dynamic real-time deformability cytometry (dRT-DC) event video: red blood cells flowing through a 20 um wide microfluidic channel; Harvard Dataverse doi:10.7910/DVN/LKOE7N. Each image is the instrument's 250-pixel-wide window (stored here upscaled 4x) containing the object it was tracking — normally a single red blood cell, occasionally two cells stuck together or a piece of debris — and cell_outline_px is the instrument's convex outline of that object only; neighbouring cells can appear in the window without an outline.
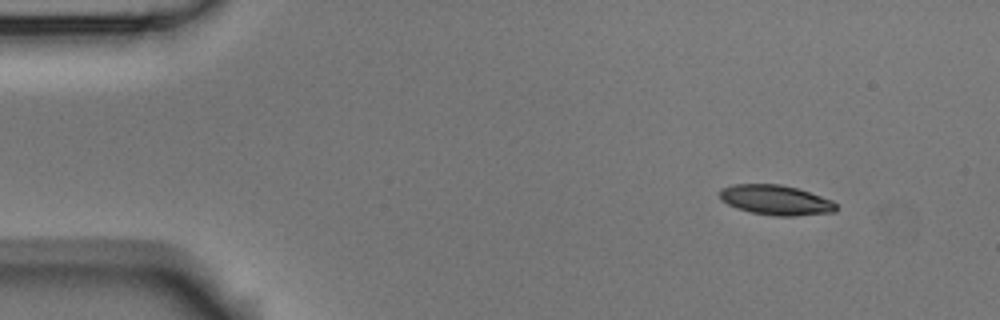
{"species": "Egyptian fruit bat (a non-hibernating species)", "species_latin": "Rousettus aegyptiacus", "temperature_condition": "room temperature", "stored_images_in_passage": 4, "camera_frame_rate_fps": 3000, "um_per_image_px": 0.085, "animal": {"sex": "male"}, "frame": {"image": 1, "passage_image": 1, "time_ms": 0.0, "image_size_px": [1000, 320], "cell_outline_px": [[836, 212], [792, 216], [776, 216], [752, 212], [736, 208], [720, 200], [720, 188], [732, 184], [780, 184], [796, 188], [832, 200], [836, 204]], "centroid_in_image_um": [65.91, 17.0], "position_along_channel_um": 19.1, "area_um2": 20.23}}
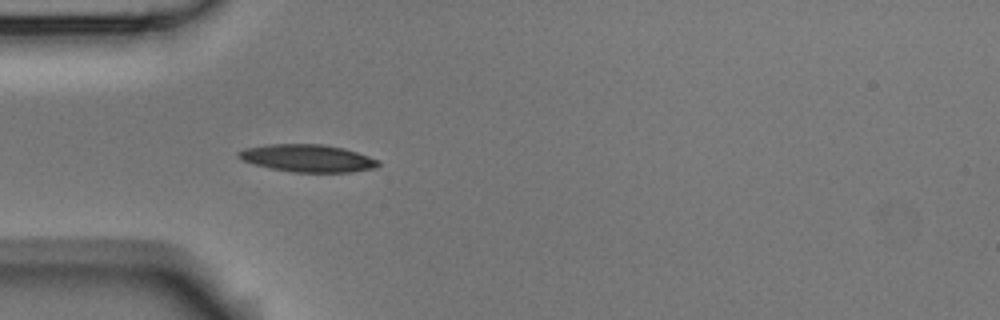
{"frame": {"image": 2, "passage_image": 4, "time_ms": 1.0, "image_size_px": [1000, 320], "cell_outline_px": [[380, 164], [372, 168], [352, 172], [292, 172], [252, 164], [240, 160], [236, 156], [236, 152], [244, 148], [268, 144], [324, 144], [344, 148], [380, 160]], "centroid_in_image_um": [26.09, 13.44], "position_along_channel_um": 58.9, "area_um2": 22.48}}